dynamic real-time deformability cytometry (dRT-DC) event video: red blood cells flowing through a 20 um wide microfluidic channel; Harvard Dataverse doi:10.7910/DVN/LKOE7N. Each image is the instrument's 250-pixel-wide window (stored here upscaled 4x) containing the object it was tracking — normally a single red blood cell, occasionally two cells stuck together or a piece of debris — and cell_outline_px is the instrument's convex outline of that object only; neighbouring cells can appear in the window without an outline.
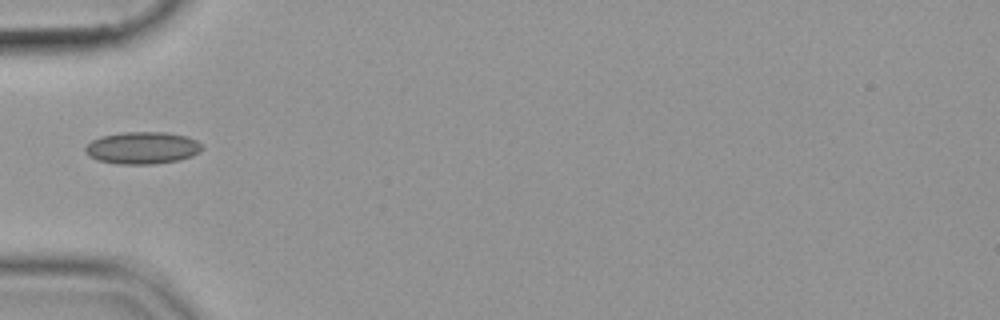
{"species": "common noctule bat (a hibernating species)", "species_latin": "Nyctalus noctula", "temperature_condition": "cold", "stored_images_in_passage": 37, "camera_frame_rate_fps": 3000, "um_per_image_px": 0.085, "animal": {"sex": "female", "body_mass_g": 19.9}, "frame": {"image": 1, "passage_image": 1, "time_ms": 0.0, "image_size_px": [1000, 320], "cell_outline_px": [[204, 148], [200, 152], [192, 156], [180, 160], [152, 164], [116, 164], [100, 160], [88, 156], [84, 152], [84, 148], [92, 140], [100, 136], [120, 132], [168, 132], [188, 136], [196, 140]], "centroid_in_image_um": [12.11, 12.56], "position_along_channel_um": 72.9, "area_um2": 22.14}}
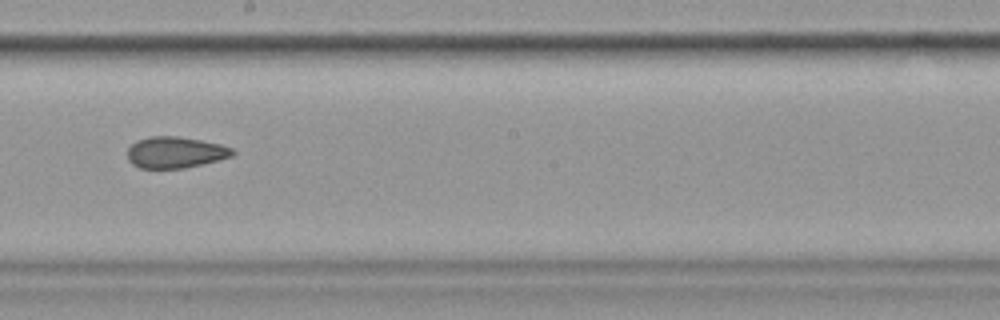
{"frame": {"image": 2, "passage_image": 14, "time_ms": 4.333, "image_size_px": [1000, 320], "cell_outline_px": [[236, 152], [232, 156], [220, 160], [184, 168], [140, 168], [132, 164], [128, 160], [128, 148], [136, 140], [152, 136], [180, 136], [220, 144], [232, 148]], "centroid_in_image_um": [14.91, 12.95], "position_along_channel_um": 233.3, "area_um2": 19.25}}
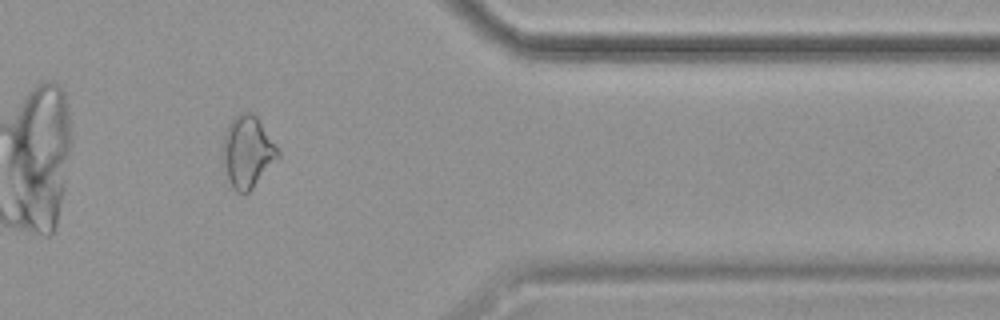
{"frame": {"image": 3, "passage_image": 28, "time_ms": 9.0, "image_size_px": [1000, 320], "cell_outline_px": [[280, 156], [252, 188], [248, 192], [236, 192], [232, 188], [220, 152], [220, 148], [224, 132], [232, 116], [240, 112], [252, 112], [256, 116], [280, 152]], "centroid_in_image_um": [20.99, 12.86], "position_along_channel_um": 390.4, "area_um2": 23.12}}